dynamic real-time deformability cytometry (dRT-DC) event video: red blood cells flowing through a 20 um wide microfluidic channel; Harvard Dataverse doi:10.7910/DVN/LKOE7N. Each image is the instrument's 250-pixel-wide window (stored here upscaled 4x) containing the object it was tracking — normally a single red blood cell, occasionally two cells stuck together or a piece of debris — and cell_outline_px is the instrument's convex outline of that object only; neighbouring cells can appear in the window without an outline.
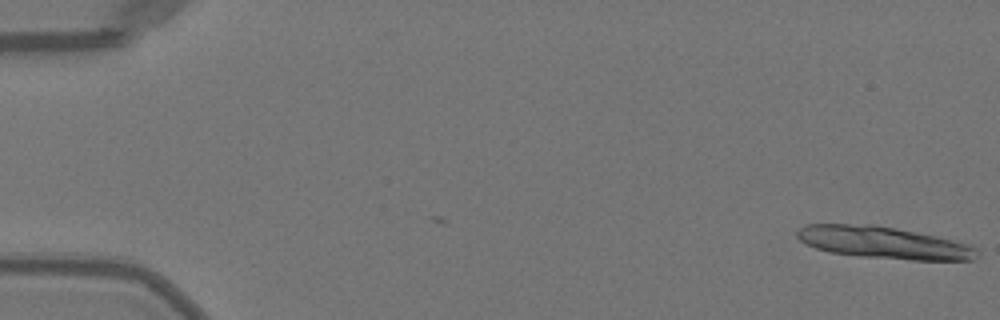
{"species": "Egyptian fruit bat (a non-hibernating species)", "species_latin": "Rousettus aegyptiacus", "temperature_condition": "warm", "stored_images_in_passage": 13, "camera_frame_rate_fps": 3000, "um_per_image_px": 0.085, "animal": {"sex": "female"}, "frame": {"image": 1, "passage_image": 1, "time_ms": 0.0, "image_size_px": [1000, 320], "cell_outline_px": [[980, 256], [972, 260], [912, 260], [856, 256], [828, 252], [816, 248], [800, 240], [796, 236], [796, 232], [804, 224], [872, 224], [896, 228], [936, 236], [972, 244], [980, 252]], "centroid_in_image_um": [75.15, 20.63], "position_along_channel_um": 9.9, "area_um2": 33.93}}